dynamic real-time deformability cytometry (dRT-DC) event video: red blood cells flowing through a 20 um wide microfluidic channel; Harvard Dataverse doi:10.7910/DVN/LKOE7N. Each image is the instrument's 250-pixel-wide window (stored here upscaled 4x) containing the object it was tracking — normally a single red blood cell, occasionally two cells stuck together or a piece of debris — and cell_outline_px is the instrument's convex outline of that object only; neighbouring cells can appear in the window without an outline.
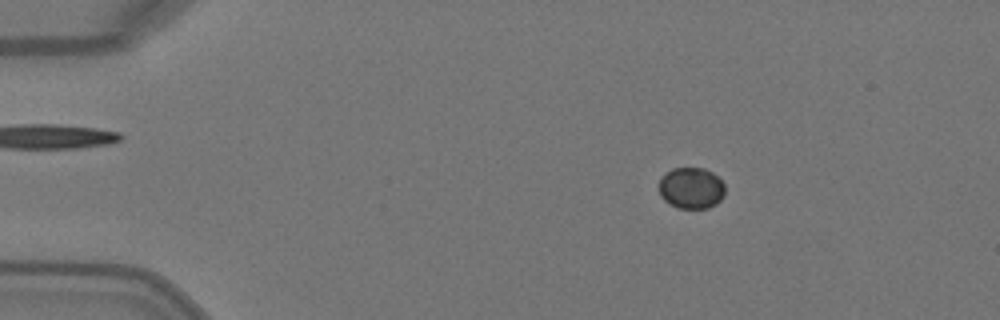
{"species": "Egyptian fruit bat (a non-hibernating species)", "species_latin": "Rousettus aegyptiacus", "temperature_condition": "warm", "stored_images_in_passage": 5, "camera_frame_rate_fps": 3000, "um_per_image_px": 0.085, "animal": {"sex": "female"}, "frame": {"image": 1, "passage_image": 3, "time_ms": 0.667, "image_size_px": [1000, 320], "cell_outline_px": [[724, 196], [716, 204], [708, 208], [676, 208], [664, 200], [660, 196], [660, 176], [672, 168], [704, 168], [712, 172], [724, 184]], "centroid_in_image_um": [58.74, 15.98], "position_along_channel_um": 26.3, "area_um2": 15.95}}
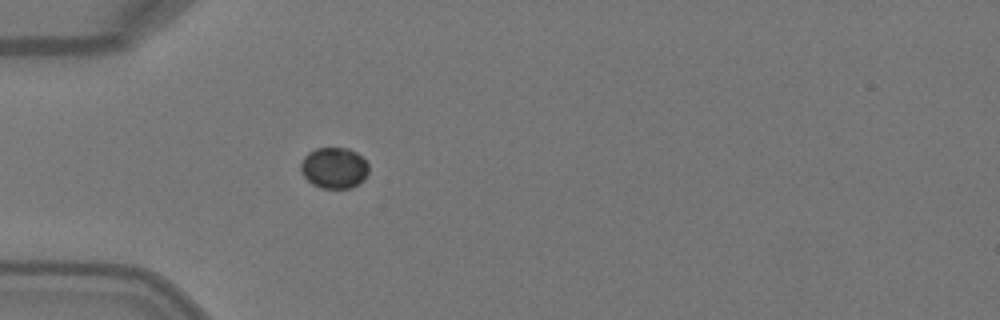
{"frame": {"image": 2, "passage_image": 5, "time_ms": 1.333, "image_size_px": [1000, 320], "cell_outline_px": [[368, 172], [364, 180], [360, 184], [352, 188], [320, 188], [312, 184], [300, 172], [300, 164], [304, 156], [308, 152], [316, 148], [348, 148], [356, 152], [368, 164]], "centroid_in_image_um": [28.39, 14.28], "position_along_channel_um": 56.6, "area_um2": 16.42}}